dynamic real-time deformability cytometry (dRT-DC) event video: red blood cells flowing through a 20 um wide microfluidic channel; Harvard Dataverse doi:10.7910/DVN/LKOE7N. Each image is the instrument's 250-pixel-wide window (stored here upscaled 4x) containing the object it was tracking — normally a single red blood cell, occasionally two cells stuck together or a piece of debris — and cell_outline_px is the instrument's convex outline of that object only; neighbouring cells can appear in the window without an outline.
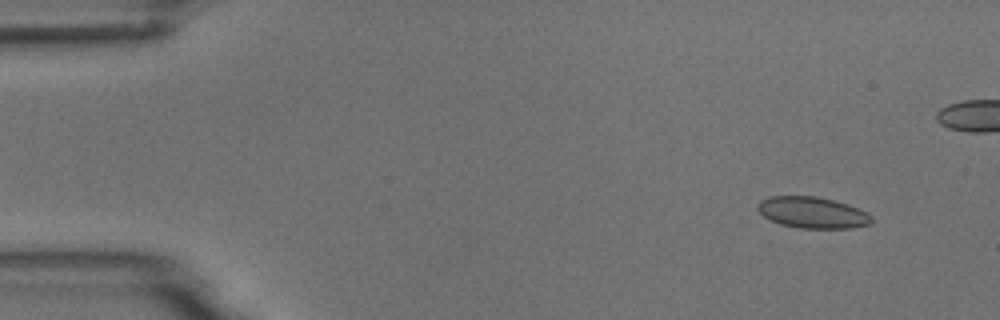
{"species": "common noctule bat (a hibernating species)", "species_latin": "Nyctalus noctula", "temperature_condition": "room temperature", "stored_images_in_passage": 6, "camera_frame_rate_fps": 3000, "um_per_image_px": 0.085, "animal": {"sex": "male", "body_mass_g": 18.8}, "frame": {"image": 1, "passage_image": 2, "time_ms": 1.333, "image_size_px": [1000, 320], "cell_outline_px": [[872, 224], [852, 228], [800, 228], [780, 224], [764, 216], [756, 208], [756, 204], [760, 200], [768, 196], [816, 196], [848, 204], [872, 216]], "centroid_in_image_um": [69.03, 18.06], "position_along_channel_um": 16.0, "area_um2": 20.75}}